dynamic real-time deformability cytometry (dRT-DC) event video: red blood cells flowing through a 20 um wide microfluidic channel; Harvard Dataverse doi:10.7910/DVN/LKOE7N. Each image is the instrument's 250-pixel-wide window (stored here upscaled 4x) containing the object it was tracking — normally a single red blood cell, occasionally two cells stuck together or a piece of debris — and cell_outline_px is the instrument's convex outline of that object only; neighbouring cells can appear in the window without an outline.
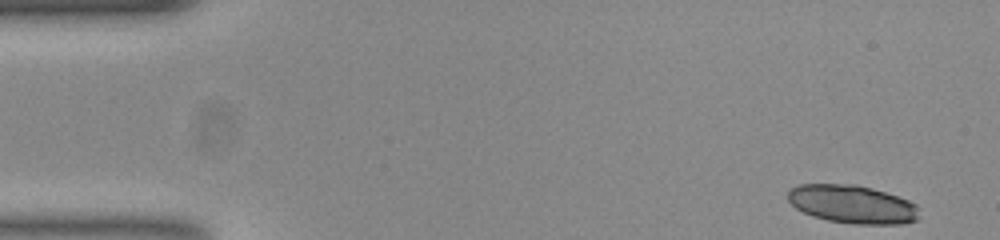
{"species": "common noctule bat (a hibernating species)", "species_latin": "Nyctalus noctula", "temperature_condition": "room temperature", "stored_images_in_passage": 51, "camera_frame_rate_fps": 3000, "um_per_image_px": 0.085, "animal": {"sex": "female", "body_mass_g": 23.0, "forearm_length_mm": 53.4}, "frame": {"image": 1, "passage_image": 1, "time_ms": 0.0, "image_size_px": [1000, 240], "cell_outline_px": [[920, 220], [904, 224], [856, 224], [828, 220], [812, 216], [796, 208], [788, 200], [788, 192], [792, 188], [800, 184], [856, 184], [872, 188], [908, 200], [916, 204], [920, 208]], "centroid_in_image_um": [72.5, 17.37], "position_along_channel_um": 12.5, "area_um2": 29.48}}
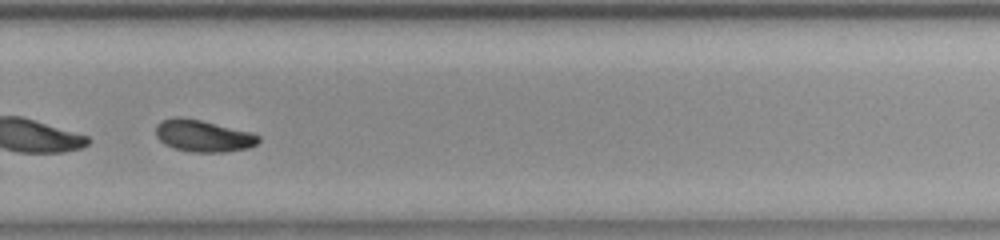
{"frame": {"image": 2, "passage_image": 35, "time_ms": 11.333, "image_size_px": [1000, 240], "cell_outline_px": [[260, 140], [256, 144], [248, 148], [224, 152], [192, 152], [176, 148], [164, 144], [156, 136], [156, 124], [160, 120], [176, 116], [180, 116], [200, 120], [252, 132], [260, 136]], "centroid_in_image_um": [17.26, 11.54], "position_along_channel_um": 312.5, "area_um2": 19.13}, "authors_computed_cell_mechanics": {"area_um2": 19.5364, "velocity_mm_per_s": 3.751, "shape_relaxation_time_tau1_ms": 5.2201, "shape_relaxation_time_tau2_ms": null, "deformation_change_tau1": 0.1489, "deformation_change_tau2": null}}